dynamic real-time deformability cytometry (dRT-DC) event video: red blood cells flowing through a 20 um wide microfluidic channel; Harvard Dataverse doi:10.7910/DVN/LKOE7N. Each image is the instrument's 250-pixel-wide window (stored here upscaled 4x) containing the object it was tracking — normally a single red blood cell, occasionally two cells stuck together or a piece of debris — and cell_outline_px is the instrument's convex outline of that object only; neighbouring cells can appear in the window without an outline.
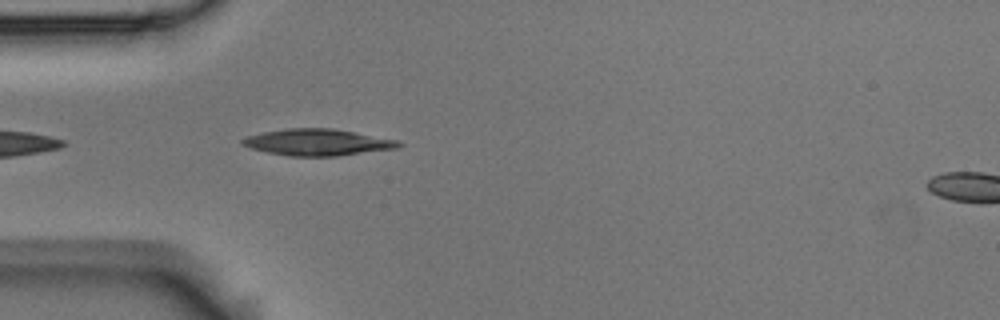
{"species": "Egyptian fruit bat (a non-hibernating species)", "species_latin": "Rousettus aegyptiacus", "temperature_condition": "room temperature", "stored_images_in_passage": 8, "camera_frame_rate_fps": 3000, "um_per_image_px": 0.085, "animal": {"sex": "male"}, "frame": {"image": 1, "passage_image": 1, "time_ms": 0.0, "image_size_px": [1000, 320], "cell_outline_px": [[404, 144], [400, 148], [336, 156], [288, 156], [268, 152], [252, 148], [244, 144], [240, 140], [248, 136], [264, 132], [288, 128], [332, 128], [400, 140]], "centroid_in_image_um": [27.08, 12.09], "position_along_channel_um": 57.9, "area_um2": 24.1}}
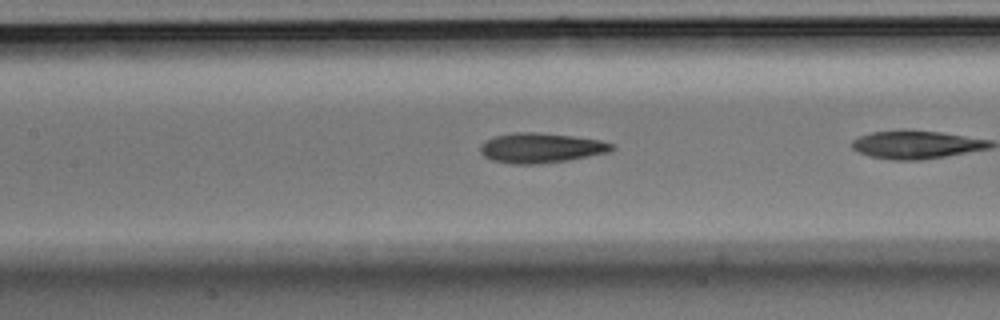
{"frame": {"image": 2, "passage_image": 7, "time_ms": 2.0, "image_size_px": [1000, 320], "cell_outline_px": [[616, 148], [608, 152], [568, 160], [540, 164], [512, 164], [492, 160], [484, 156], [480, 152], [480, 144], [484, 140], [496, 136], [516, 132], [540, 132], [572, 136], [600, 140], [612, 144]], "centroid_in_image_um": [45.95, 12.57], "position_along_channel_um": 161.5, "area_um2": 22.95}}